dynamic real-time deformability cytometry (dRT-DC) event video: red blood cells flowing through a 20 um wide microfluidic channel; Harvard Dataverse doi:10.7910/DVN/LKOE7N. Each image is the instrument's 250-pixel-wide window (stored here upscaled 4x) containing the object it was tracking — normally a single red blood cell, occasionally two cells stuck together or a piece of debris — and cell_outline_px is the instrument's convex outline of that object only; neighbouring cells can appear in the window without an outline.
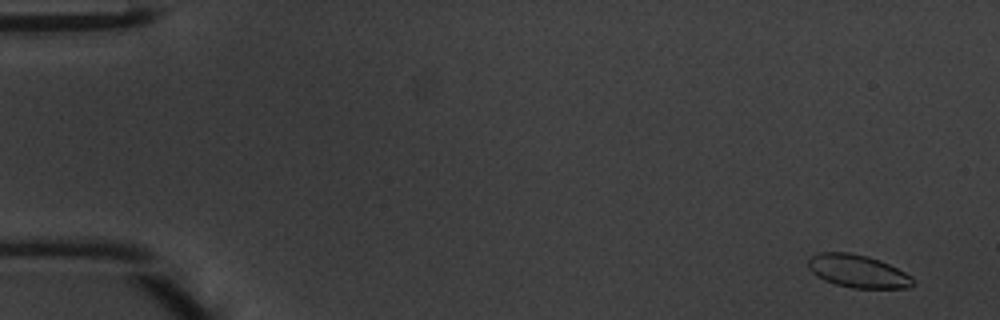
{"species": "common noctule bat (a hibernating species)", "species_latin": "Nyctalus noctula", "temperature_condition": "warm", "stored_images_in_passage": 49, "camera_frame_rate_fps": 3000, "um_per_image_px": 0.085, "animal": {"sex": "male", "body_mass_g": 20.1, "forearm_length_mm": 53.5}, "frame": {"image": 1, "passage_image": 3, "time_ms": 0.667, "image_size_px": [1000, 320], "cell_outline_px": [[916, 284], [908, 288], [852, 288], [836, 284], [824, 280], [812, 272], [808, 268], [808, 260], [812, 256], [820, 252], [848, 252], [868, 256], [880, 260], [912, 276], [916, 280]], "centroid_in_image_um": [72.94, 23.06], "position_along_channel_um": 12.1, "area_um2": 20.11}}
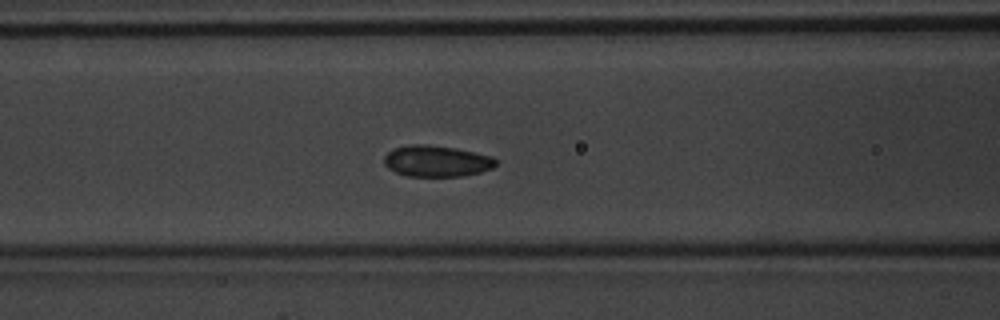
{"frame": {"image": 2, "passage_image": 21, "time_ms": 6.667, "image_size_px": [1000, 320], "cell_outline_px": [[496, 164], [492, 168], [480, 172], [464, 176], [404, 176], [388, 168], [384, 164], [384, 156], [392, 148], [412, 144], [428, 144], [456, 148], [492, 156], [496, 160]], "centroid_in_image_um": [37.08, 13.69], "position_along_channel_um": 129.5, "area_um2": 20.46}}
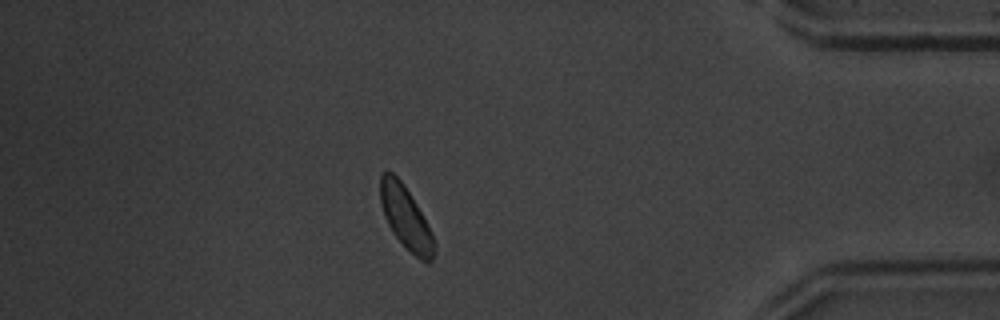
{"frame": {"image": 3, "passage_image": 43, "time_ms": 14.0, "image_size_px": [1000, 320], "cell_outline_px": [[436, 244], [432, 260], [428, 264], [420, 260], [392, 232], [384, 216], [380, 204], [380, 176], [384, 168], [392, 172], [404, 184], [416, 204], [432, 232]], "centroid_in_image_um": [34.48, 18.47], "position_along_channel_um": 400.7, "area_um2": 19.65}}